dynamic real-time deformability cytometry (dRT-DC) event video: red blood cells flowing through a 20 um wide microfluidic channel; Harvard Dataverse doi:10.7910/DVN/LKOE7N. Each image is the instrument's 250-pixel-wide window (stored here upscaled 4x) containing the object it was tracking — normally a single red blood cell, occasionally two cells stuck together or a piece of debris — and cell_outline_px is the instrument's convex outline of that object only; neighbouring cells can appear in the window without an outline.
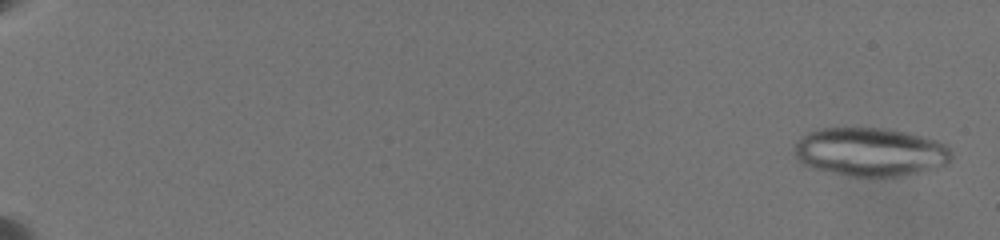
{"species": "common noctule bat (a hibernating species)", "species_latin": "Nyctalus noctula", "temperature_condition": "warm", "stored_images_in_passage": 38, "segment_of_instrument_passage": [1, 2], "camera_frame_rate_fps": 3000, "um_per_image_px": 0.085, "animal": {"sex": "female", "body_mass_g": 19.5, "forearm_length_mm": 54.1}, "frame": {"image": 1, "passage_image": 2, "time_ms": 0.667, "image_size_px": [1000, 240], "cell_outline_px": [[952, 156], [948, 164], [920, 172], [892, 176], [852, 176], [828, 172], [812, 168], [796, 160], [796, 144], [808, 132], [820, 128], [888, 128], [908, 132], [936, 140], [944, 144], [948, 148]], "centroid_in_image_um": [73.98, 12.91], "position_along_channel_um": 11.0, "area_um2": 44.22}}